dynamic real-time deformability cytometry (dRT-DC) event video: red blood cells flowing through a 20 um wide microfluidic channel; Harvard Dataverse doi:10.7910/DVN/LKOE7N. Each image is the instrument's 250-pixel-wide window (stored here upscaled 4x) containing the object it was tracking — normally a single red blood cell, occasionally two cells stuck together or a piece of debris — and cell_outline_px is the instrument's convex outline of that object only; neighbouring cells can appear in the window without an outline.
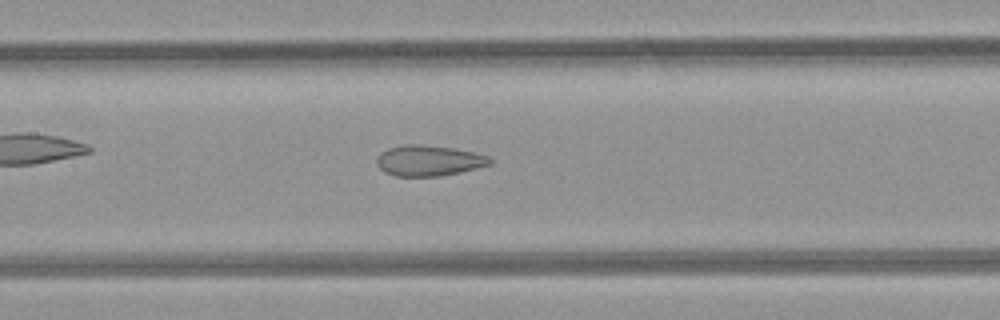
{"species": "common noctule bat (a hibernating species)", "species_latin": "Nyctalus noctula", "temperature_condition": "room temperature", "stored_images_in_passage": 34, "camera_frame_rate_fps": 3000, "um_per_image_px": 0.085, "animal": {"sex": "female", "body_mass_g": 21.9}, "frame": {"image": 1, "passage_image": 8, "time_ms": 2.333, "image_size_px": [1000, 320], "cell_outline_px": [[492, 164], [460, 172], [440, 176], [396, 176], [384, 172], [376, 164], [376, 156], [380, 152], [388, 148], [404, 144], [420, 144], [452, 148], [476, 152], [488, 156], [492, 160]], "centroid_in_image_um": [36.42, 13.64], "position_along_channel_um": 171.0, "area_um2": 20.4}}
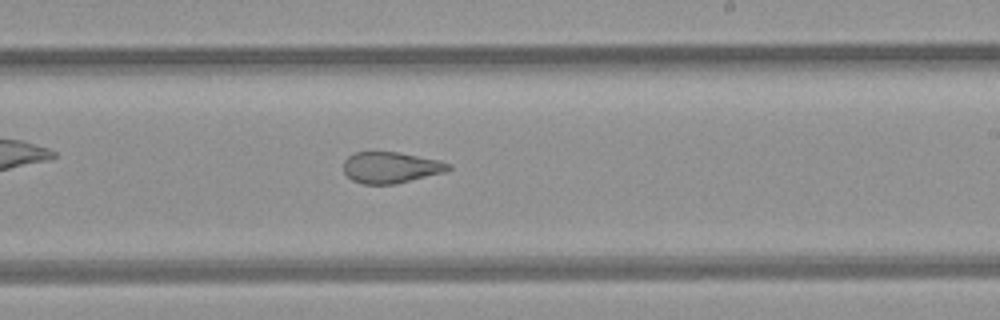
{"frame": {"image": 2, "passage_image": 14, "time_ms": 4.333, "image_size_px": [1000, 320], "cell_outline_px": [[452, 168], [444, 172], [396, 184], [364, 184], [352, 180], [344, 172], [344, 160], [352, 152], [400, 152], [440, 160], [452, 164]], "centroid_in_image_um": [33.23, 14.23], "position_along_channel_um": 255.8, "area_um2": 19.19}}
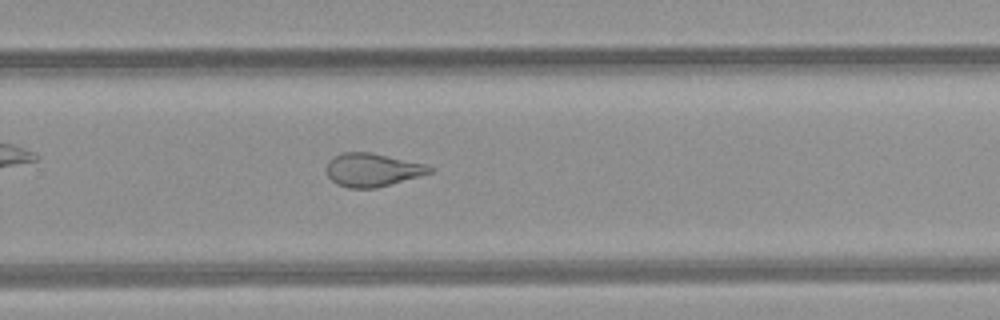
{"frame": {"image": 3, "passage_image": 17, "time_ms": 5.333, "image_size_px": [1000, 320], "cell_outline_px": [[432, 172], [376, 188], [348, 188], [336, 184], [328, 176], [328, 160], [332, 156], [344, 152], [368, 152], [424, 164], [432, 168]], "centroid_in_image_um": [31.59, 14.44], "position_along_channel_um": 298.2, "area_um2": 19.59}, "authors_computed_cell_mechanics": {"area_um2": 21.3571, "velocity_mm_per_s": 4.258, "shape_relaxation_time_tau1_ms": null, "shape_relaxation_time_tau2_ms": 2.0529, "deformation_change_tau1": null, "deformation_change_tau2": 0.0958}}